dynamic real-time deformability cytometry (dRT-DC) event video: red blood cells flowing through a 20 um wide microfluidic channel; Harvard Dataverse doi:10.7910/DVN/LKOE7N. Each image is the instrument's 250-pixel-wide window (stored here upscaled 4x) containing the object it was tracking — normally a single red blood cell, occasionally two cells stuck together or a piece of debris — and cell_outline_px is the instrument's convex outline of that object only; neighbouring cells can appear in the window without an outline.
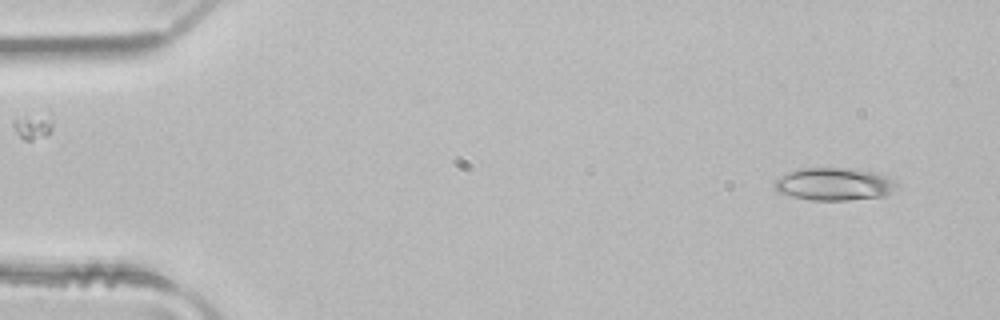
{"species": "common noctule bat (a hibernating species)", "species_latin": "Nyctalus noctula", "temperature_condition": "room temperature", "stored_images_in_passage": 2, "segment_of_instrument_passage": [2, 2], "camera_frame_rate_fps": 3000, "um_per_image_px": 0.085, "animal": {"sex": "male", "body_mass_g": 21.5, "forearm_length_mm": 52.0}, "frame": {"image": 1, "passage_image": 2, "time_ms": 0.333, "image_size_px": [1000, 320], "cell_outline_px": [[900, 188], [884, 196], [848, 200], [812, 200], [792, 196], [776, 192], [772, 184], [776, 176], [800, 168], [848, 168], [876, 172], [888, 176], [896, 180], [900, 184]], "centroid_in_image_um": [70.92, 15.64], "position_along_channel_um": 14.1, "area_um2": 23.87}}